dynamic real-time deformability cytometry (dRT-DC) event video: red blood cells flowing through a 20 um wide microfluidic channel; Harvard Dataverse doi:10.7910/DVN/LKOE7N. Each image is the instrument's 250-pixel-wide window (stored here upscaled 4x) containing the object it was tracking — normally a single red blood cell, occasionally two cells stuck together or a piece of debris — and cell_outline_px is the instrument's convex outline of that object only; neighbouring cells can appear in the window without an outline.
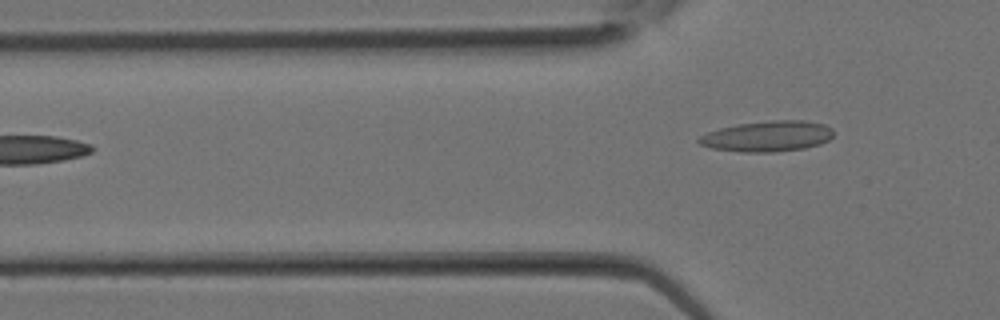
{"species": "Egyptian fruit bat (a non-hibernating species)", "species_latin": "Rousettus aegyptiacus", "temperature_condition": "room temperature", "stored_images_in_passage": 9, "camera_frame_rate_fps": 3000, "um_per_image_px": 0.085, "animal": {"sex": "female"}, "frame": {"image": 1, "passage_image": 9, "time_ms": 2.667, "image_size_px": [1000, 320], "cell_outline_px": [[832, 136], [828, 140], [820, 144], [804, 148], [776, 152], [740, 152], [712, 148], [700, 144], [696, 140], [700, 136], [708, 132], [720, 128], [740, 124], [772, 120], [804, 120], [824, 124], [832, 128]], "centroid_in_image_um": [65.24, 11.58], "position_along_channel_um": 60.6, "area_um2": 23.99}}